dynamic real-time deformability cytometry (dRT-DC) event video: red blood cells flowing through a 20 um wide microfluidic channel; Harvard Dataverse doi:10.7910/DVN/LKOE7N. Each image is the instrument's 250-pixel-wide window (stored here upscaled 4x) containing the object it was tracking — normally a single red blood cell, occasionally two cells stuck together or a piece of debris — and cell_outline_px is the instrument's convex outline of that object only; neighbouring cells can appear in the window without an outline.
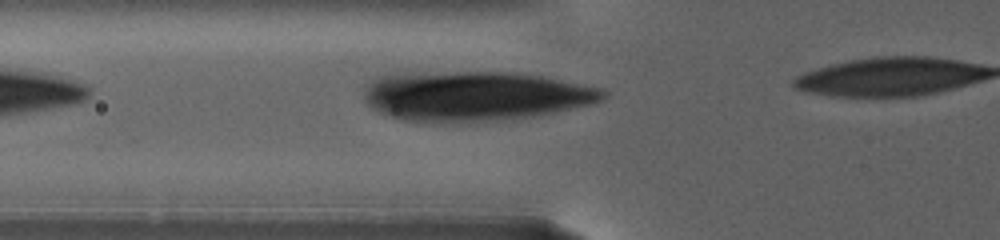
{"species": "human", "species_latin": "Homo sapiens", "temperature_condition": "warm", "stored_images_in_passage": 7, "segment_of_instrument_passage": [1, 2], "camera_frame_rate_fps": 3000, "um_per_image_px": 0.085, "donor": {"sex": "female"}, "frame": {"image": 1, "passage_image": 5, "time_ms": 2.0, "image_size_px": [1000, 240], "cell_outline_px": [[608, 92], [600, 100], [588, 104], [540, 116], [512, 120], [452, 124], [440, 124], [404, 120], [380, 112], [372, 108], [368, 104], [364, 96], [364, 92], [372, 80], [376, 76], [456, 72], [516, 72], [540, 76], [600, 88]], "centroid_in_image_um": [40.38, 8.21], "position_along_channel_um": 85.4, "area_um2": 69.42}}